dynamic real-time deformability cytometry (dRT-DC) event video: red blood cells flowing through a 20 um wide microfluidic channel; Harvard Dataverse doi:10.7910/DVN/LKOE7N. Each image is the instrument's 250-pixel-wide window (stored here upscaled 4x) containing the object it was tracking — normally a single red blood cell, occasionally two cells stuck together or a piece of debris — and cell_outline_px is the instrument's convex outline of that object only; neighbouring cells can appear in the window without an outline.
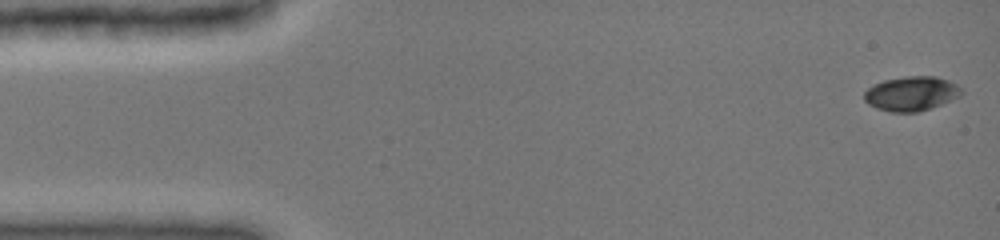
{"species": "common noctule bat (a hibernating species)", "species_latin": "Nyctalus noctula", "temperature_condition": "cold", "stored_images_in_passage": 41, "camera_frame_rate_fps": 3000, "um_per_image_px": 0.085, "animal": {"sex": "female", "body_mass_g": 19.0, "forearm_length_mm": 51.5}, "frame": {"image": 1, "passage_image": 1, "time_ms": 0.0, "image_size_px": [1000, 240], "cell_outline_px": [[964, 92], [960, 96], [932, 108], [920, 112], [888, 112], [876, 108], [868, 104], [864, 100], [864, 92], [872, 84], [884, 80], [904, 76], [936, 76], [948, 80], [956, 84]], "centroid_in_image_um": [77.45, 7.96], "position_along_channel_um": 7.6, "area_um2": 19.77}}
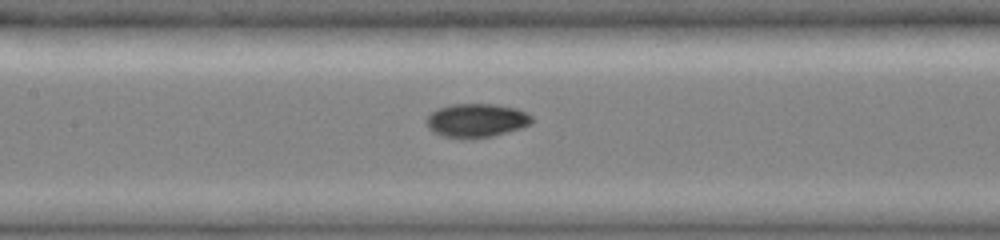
{"frame": {"image": 2, "passage_image": 18, "time_ms": 5.667, "image_size_px": [1000, 240], "cell_outline_px": [[532, 124], [520, 128], [492, 136], [472, 140], [464, 140], [440, 136], [428, 128], [424, 120], [436, 108], [452, 104], [496, 104], [516, 108], [532, 116]], "centroid_in_image_um": [40.45, 10.26], "position_along_channel_um": 167.0, "area_um2": 21.15}}
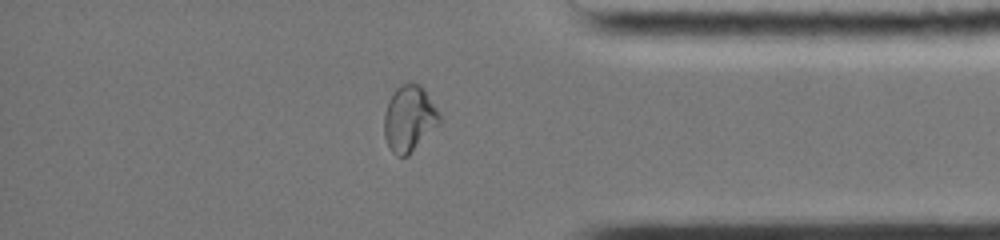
{"frame": {"image": 3, "passage_image": 35, "time_ms": 11.333, "image_size_px": [1000, 240], "cell_outline_px": [[440, 124], [408, 156], [396, 156], [392, 152], [384, 136], [384, 112], [388, 100], [396, 88], [404, 84], [420, 84], [424, 88], [440, 112]], "centroid_in_image_um": [34.79, 10.09], "position_along_channel_um": 400.4, "area_um2": 21.44}, "authors_computed_cell_mechanics": {"area_um2": 19.941, "velocity_mm_per_s": 4.0263, "shape_relaxation_time_tau1_ms": 8.5999, "shape_relaxation_time_tau2_ms": 1.1751, "deformation_change_tau1": 0.2373, "deformation_change_tau2": 0.0394}}